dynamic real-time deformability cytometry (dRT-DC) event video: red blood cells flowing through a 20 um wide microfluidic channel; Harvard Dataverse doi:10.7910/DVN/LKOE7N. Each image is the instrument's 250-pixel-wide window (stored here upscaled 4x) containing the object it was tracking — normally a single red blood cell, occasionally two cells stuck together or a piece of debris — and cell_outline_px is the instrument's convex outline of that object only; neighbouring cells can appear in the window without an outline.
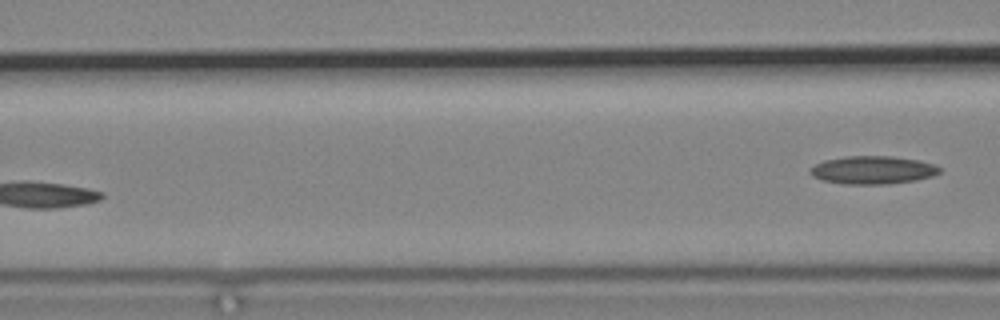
{"species": "common noctule bat (a hibernating species)", "species_latin": "Nyctalus noctula", "temperature_condition": "cold", "stored_images_in_passage": 4, "camera_frame_rate_fps": 3000, "um_per_image_px": 0.085, "animal": {"sex": "male", "body_mass_g": 19.2, "forearm_length_mm": 51.8}, "frame": {"image": 1, "passage_image": 4, "time_ms": 3.667, "image_size_px": [1000, 320], "cell_outline_px": [[940, 172], [932, 176], [916, 180], [888, 184], [844, 184], [820, 180], [812, 176], [808, 172], [816, 164], [824, 160], [844, 156], [892, 156], [916, 160], [936, 164], [940, 168]], "centroid_in_image_um": [74.16, 14.45], "position_along_channel_um": 92.4, "area_um2": 21.21}}